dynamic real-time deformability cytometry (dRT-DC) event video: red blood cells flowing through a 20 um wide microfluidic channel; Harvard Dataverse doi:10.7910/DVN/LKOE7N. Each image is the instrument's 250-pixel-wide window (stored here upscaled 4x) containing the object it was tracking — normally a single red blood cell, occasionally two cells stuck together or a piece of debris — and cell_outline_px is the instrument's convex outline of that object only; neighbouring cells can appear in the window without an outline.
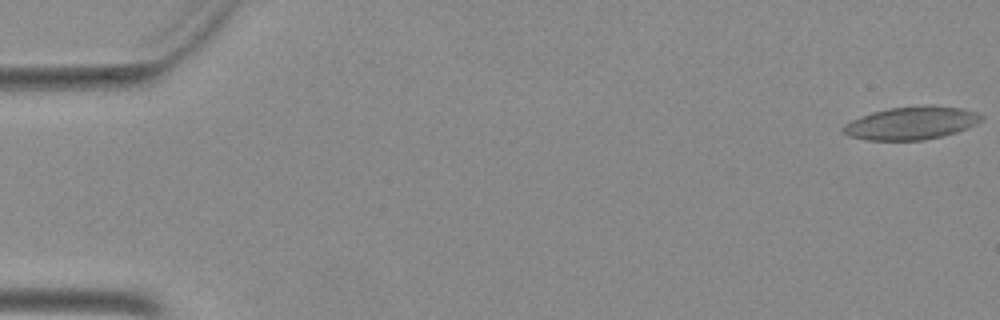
{"species": "Egyptian fruit bat (a non-hibernating species)", "species_latin": "Rousettus aegyptiacus", "temperature_condition": "warm", "stored_images_in_passage": 52, "camera_frame_rate_fps": 3000, "um_per_image_px": 0.085, "animal": {"sex": "female"}, "frame": {"image": 1, "passage_image": 1, "time_ms": 0.0, "image_size_px": [1000, 320], "cell_outline_px": [[984, 120], [968, 128], [944, 136], [924, 140], [868, 140], [848, 136], [840, 128], [844, 124], [860, 116], [872, 112], [888, 108], [932, 104], [964, 108], [976, 112], [984, 116]], "centroid_in_image_um": [77.5, 10.45], "position_along_channel_um": 7.5, "area_um2": 26.93}}
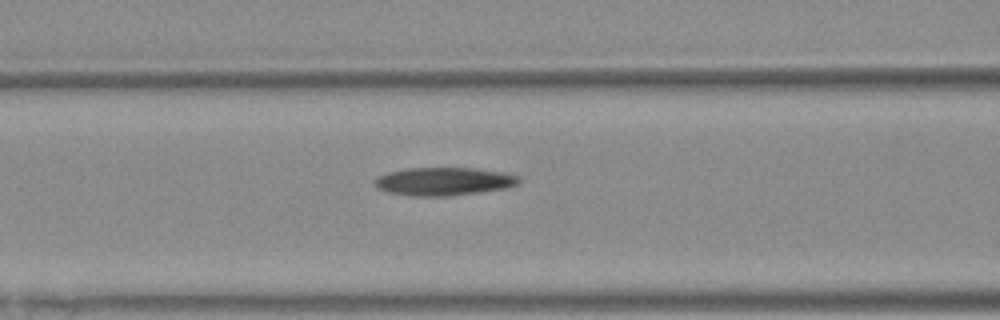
{"frame": {"image": 2, "passage_image": 22, "time_ms": 7.0, "image_size_px": [1000, 320], "cell_outline_px": [[520, 184], [508, 188], [444, 196], [412, 196], [388, 192], [376, 188], [376, 176], [388, 172], [408, 168], [472, 168], [504, 172], [520, 176]], "centroid_in_image_um": [37.75, 15.41], "position_along_channel_um": 128.9, "area_um2": 23.58}}
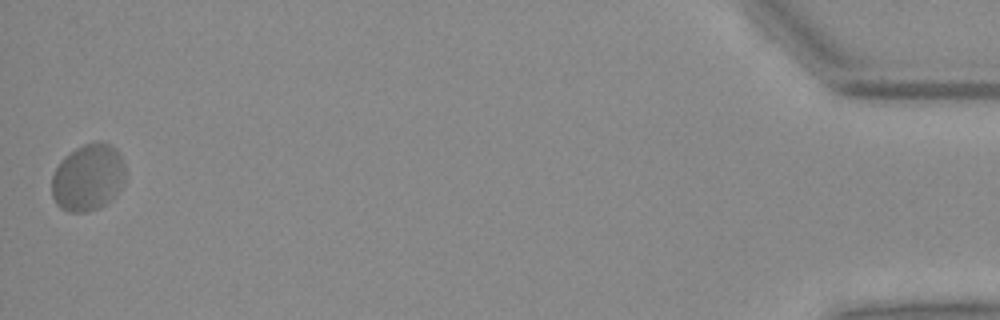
{"frame": {"image": 3, "passage_image": 52, "time_ms": 17.0, "image_size_px": [1000, 320], "cell_outline_px": [[124, 184], [104, 204], [96, 208], [84, 212], [68, 212], [60, 208], [56, 204], [52, 196], [52, 176], [60, 160], [64, 156], [76, 148], [84, 144], [96, 140], [104, 140], [116, 148], [120, 152], [124, 164]], "centroid_in_image_um": [7.47, 15.04], "position_along_channel_um": 427.7, "area_um2": 28.84}}